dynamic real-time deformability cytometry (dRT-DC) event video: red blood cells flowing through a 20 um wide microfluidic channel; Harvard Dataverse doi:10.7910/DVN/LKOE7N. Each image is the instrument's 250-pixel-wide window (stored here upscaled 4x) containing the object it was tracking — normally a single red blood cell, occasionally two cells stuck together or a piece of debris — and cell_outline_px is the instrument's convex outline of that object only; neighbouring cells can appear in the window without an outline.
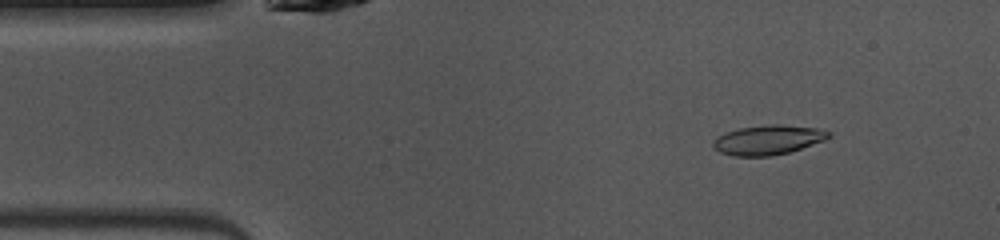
{"species": "common noctule bat (a hibernating species)", "species_latin": "Nyctalus noctula", "temperature_condition": "warm", "stored_images_in_passage": 47, "camera_frame_rate_fps": 3000, "um_per_image_px": 0.085, "animal": {"sex": "female", "body_mass_g": 10.0, "forearm_length_mm": 53.1}, "frame": {"image": 1, "passage_image": 5, "time_ms": 1.333, "image_size_px": [1000, 240], "cell_outline_px": [[832, 136], [824, 140], [788, 152], [772, 156], [732, 156], [720, 152], [712, 144], [712, 140], [716, 136], [724, 132], [740, 128], [772, 124], [780, 124], [816, 128], [832, 132]], "centroid_in_image_um": [65.25, 11.89], "position_along_channel_um": 19.7, "area_um2": 19.88}}
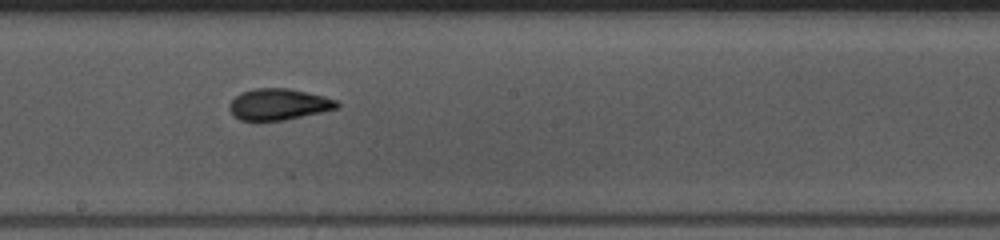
{"frame": {"image": 2, "passage_image": 24, "time_ms": 7.667, "image_size_px": [1000, 240], "cell_outline_px": [[340, 108], [284, 120], [240, 120], [232, 116], [228, 108], [228, 104], [240, 92], [256, 88], [288, 88], [324, 96], [336, 100], [340, 104]], "centroid_in_image_um": [23.66, 8.87], "position_along_channel_um": 224.5, "area_um2": 19.71}}
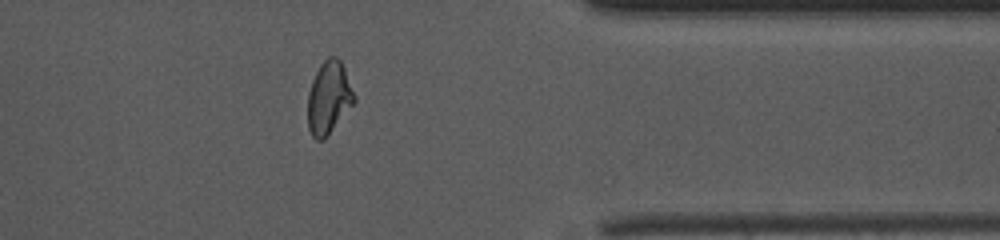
{"frame": {"image": 3, "passage_image": 37, "time_ms": 12.0, "image_size_px": [1000, 240], "cell_outline_px": [[356, 100], [324, 140], [316, 140], [312, 136], [308, 128], [308, 92], [312, 80], [320, 64], [328, 56], [336, 56], [340, 60], [344, 68], [356, 96]], "centroid_in_image_um": [27.94, 8.3], "position_along_channel_um": 383.5, "area_um2": 19.65}, "authors_computed_cell_mechanics": {"area_um2": 19.7098, "velocity_mm_per_s": 4.0685, "shape_relaxation_time_tau1_ms": 2.8068, "shape_relaxation_time_tau2_ms": 2.0081, "deformation_change_tau1": 0.1674, "deformation_change_tau2": 0.0832}}